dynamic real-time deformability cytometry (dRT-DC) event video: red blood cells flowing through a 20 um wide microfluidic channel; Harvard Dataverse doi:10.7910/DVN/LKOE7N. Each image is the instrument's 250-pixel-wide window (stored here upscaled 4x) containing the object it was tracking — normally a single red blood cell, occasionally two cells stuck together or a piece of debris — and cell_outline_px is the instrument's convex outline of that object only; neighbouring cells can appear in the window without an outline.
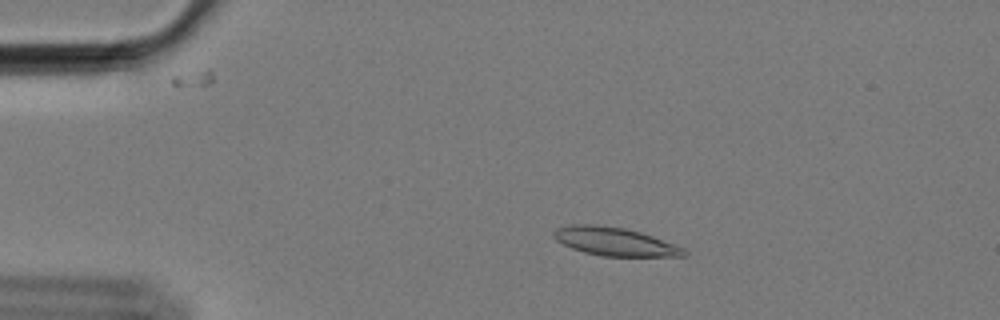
{"species": "Egyptian fruit bat (a non-hibernating species)", "species_latin": "Rousettus aegyptiacus", "temperature_condition": "cold", "stored_images_in_passage": 58, "camera_frame_rate_fps": 3000, "um_per_image_px": 0.085, "animal": {"sex": "female"}, "frame": {"image": 1, "passage_image": 11, "time_ms": 3.333, "image_size_px": [1000, 320], "cell_outline_px": [[688, 256], [600, 256], [584, 252], [572, 248], [556, 240], [552, 236], [552, 232], [556, 228], [572, 224], [592, 224], [624, 228], [640, 232], [652, 236], [684, 248], [688, 252]], "centroid_in_image_um": [52.23, 20.53], "position_along_channel_um": 32.8, "area_um2": 21.44}}
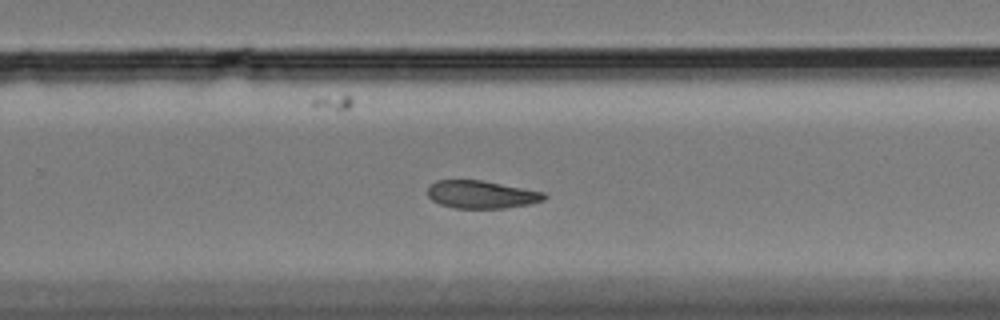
{"frame": {"image": 2, "passage_image": 38, "time_ms": 12.333, "image_size_px": [1000, 320], "cell_outline_px": [[548, 196], [544, 200], [528, 204], [504, 208], [456, 208], [440, 204], [432, 200], [428, 196], [428, 184], [436, 180], [480, 180], [524, 188], [544, 192]], "centroid_in_image_um": [40.9, 16.53], "position_along_channel_um": 288.9, "area_um2": 18.84}}
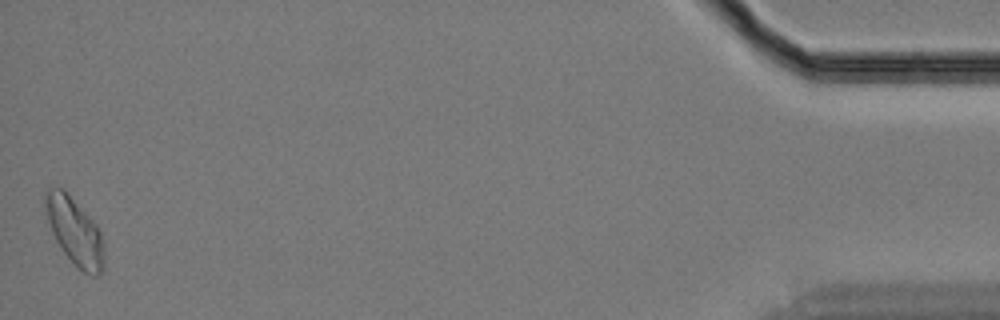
{"frame": {"image": 3, "passage_image": 58, "time_ms": 19.0, "image_size_px": [1000, 320], "cell_outline_px": [[104, 268], [96, 276], [92, 276], [76, 268], [64, 252], [56, 240], [52, 232], [48, 220], [44, 200], [48, 188], [64, 188], [96, 224], [100, 232], [104, 244]], "centroid_in_image_um": [6.38, 19.69], "position_along_channel_um": 428.8, "area_um2": 22.89}, "authors_computed_cell_mechanics": {"area_um2": 20.5768, "velocity_mm_per_s": 3.3966, "shape_relaxation_time_tau1_ms": 10.9881, "shape_relaxation_time_tau2_ms": 10.939, "deformation_change_tau1": 0.2038, "deformation_change_tau2": 0.1739}}